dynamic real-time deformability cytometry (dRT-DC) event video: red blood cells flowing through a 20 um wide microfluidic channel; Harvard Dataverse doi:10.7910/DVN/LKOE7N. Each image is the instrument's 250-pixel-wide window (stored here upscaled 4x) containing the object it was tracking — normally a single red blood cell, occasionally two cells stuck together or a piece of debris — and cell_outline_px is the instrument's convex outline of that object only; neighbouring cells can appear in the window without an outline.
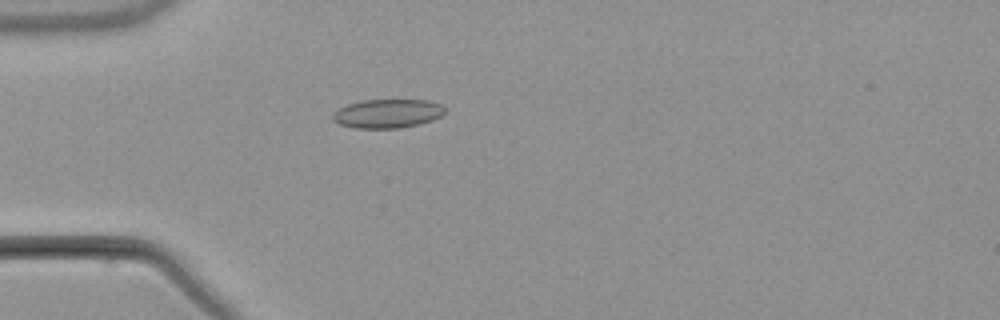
{"species": "common noctule bat (a hibernating species)", "species_latin": "Nyctalus noctula", "temperature_condition": "warm", "stored_images_in_passage": 1, "camera_frame_rate_fps": 3000, "um_per_image_px": 0.085, "animal": {"sex": "male", "body_mass_g": 21.5, "forearm_length_mm": 52.0}, "frame": {"image": 1, "passage_image": 1, "time_ms": 0.0, "image_size_px": [1000, 320], "cell_outline_px": [[444, 112], [440, 116], [432, 120], [400, 128], [356, 128], [340, 124], [332, 120], [332, 116], [340, 108], [348, 104], [360, 100], [428, 100], [440, 104], [444, 108]], "centroid_in_image_um": [32.92, 9.65], "position_along_channel_um": 52.1, "area_um2": 18.61}}